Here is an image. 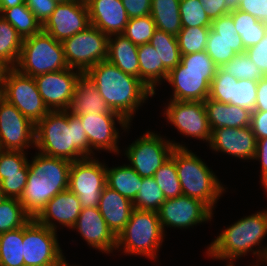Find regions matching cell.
<instances>
[{
	"instance_id": "cell-1",
	"label": "cell",
	"mask_w": 267,
	"mask_h": 266,
	"mask_svg": "<svg viewBox=\"0 0 267 266\" xmlns=\"http://www.w3.org/2000/svg\"><path fill=\"white\" fill-rule=\"evenodd\" d=\"M82 126L68 110L49 111L35 125V149L70 162L89 158V142Z\"/></svg>"
},
{
	"instance_id": "cell-2",
	"label": "cell",
	"mask_w": 267,
	"mask_h": 266,
	"mask_svg": "<svg viewBox=\"0 0 267 266\" xmlns=\"http://www.w3.org/2000/svg\"><path fill=\"white\" fill-rule=\"evenodd\" d=\"M85 75L96 85L110 109L130 124L139 107L154 96L140 78L126 74L108 60L91 67Z\"/></svg>"
},
{
	"instance_id": "cell-3",
	"label": "cell",
	"mask_w": 267,
	"mask_h": 266,
	"mask_svg": "<svg viewBox=\"0 0 267 266\" xmlns=\"http://www.w3.org/2000/svg\"><path fill=\"white\" fill-rule=\"evenodd\" d=\"M266 235L267 209H263L237 220L221 231L207 246L205 253L214 260H226L227 265H234V260L246 256L249 252L256 256L257 263L262 262L267 246H261V242Z\"/></svg>"
},
{
	"instance_id": "cell-4",
	"label": "cell",
	"mask_w": 267,
	"mask_h": 266,
	"mask_svg": "<svg viewBox=\"0 0 267 266\" xmlns=\"http://www.w3.org/2000/svg\"><path fill=\"white\" fill-rule=\"evenodd\" d=\"M70 161L39 152L28 160L26 187L19 199L24 210L35 218L59 192L68 189Z\"/></svg>"
},
{
	"instance_id": "cell-5",
	"label": "cell",
	"mask_w": 267,
	"mask_h": 266,
	"mask_svg": "<svg viewBox=\"0 0 267 266\" xmlns=\"http://www.w3.org/2000/svg\"><path fill=\"white\" fill-rule=\"evenodd\" d=\"M175 165L182 194L198 199L215 210V204L227 189L216 173L188 148H175Z\"/></svg>"
},
{
	"instance_id": "cell-6",
	"label": "cell",
	"mask_w": 267,
	"mask_h": 266,
	"mask_svg": "<svg viewBox=\"0 0 267 266\" xmlns=\"http://www.w3.org/2000/svg\"><path fill=\"white\" fill-rule=\"evenodd\" d=\"M165 236L158 212L134 209L125 228L116 237L115 250L123 249L124 255H140L156 261Z\"/></svg>"
},
{
	"instance_id": "cell-7",
	"label": "cell",
	"mask_w": 267,
	"mask_h": 266,
	"mask_svg": "<svg viewBox=\"0 0 267 266\" xmlns=\"http://www.w3.org/2000/svg\"><path fill=\"white\" fill-rule=\"evenodd\" d=\"M15 68L22 74L36 77L69 68L62 42L41 30L23 39L21 53Z\"/></svg>"
},
{
	"instance_id": "cell-8",
	"label": "cell",
	"mask_w": 267,
	"mask_h": 266,
	"mask_svg": "<svg viewBox=\"0 0 267 266\" xmlns=\"http://www.w3.org/2000/svg\"><path fill=\"white\" fill-rule=\"evenodd\" d=\"M152 131L146 133L124 149L128 164L142 178L153 177L154 173L171 157L174 148H188L184 144L167 140Z\"/></svg>"
},
{
	"instance_id": "cell-9",
	"label": "cell",
	"mask_w": 267,
	"mask_h": 266,
	"mask_svg": "<svg viewBox=\"0 0 267 266\" xmlns=\"http://www.w3.org/2000/svg\"><path fill=\"white\" fill-rule=\"evenodd\" d=\"M57 231L32 218L23 226L25 266H66L68 261L60 248Z\"/></svg>"
},
{
	"instance_id": "cell-10",
	"label": "cell",
	"mask_w": 267,
	"mask_h": 266,
	"mask_svg": "<svg viewBox=\"0 0 267 266\" xmlns=\"http://www.w3.org/2000/svg\"><path fill=\"white\" fill-rule=\"evenodd\" d=\"M108 38L93 25L62 42L64 56L69 68L85 74L91 67L107 60Z\"/></svg>"
},
{
	"instance_id": "cell-11",
	"label": "cell",
	"mask_w": 267,
	"mask_h": 266,
	"mask_svg": "<svg viewBox=\"0 0 267 266\" xmlns=\"http://www.w3.org/2000/svg\"><path fill=\"white\" fill-rule=\"evenodd\" d=\"M3 98L13 104L35 125L50 111L41 97L33 77L7 68L2 84Z\"/></svg>"
},
{
	"instance_id": "cell-12",
	"label": "cell",
	"mask_w": 267,
	"mask_h": 266,
	"mask_svg": "<svg viewBox=\"0 0 267 266\" xmlns=\"http://www.w3.org/2000/svg\"><path fill=\"white\" fill-rule=\"evenodd\" d=\"M106 185V164L95 156L71 163L68 189L78 197L82 209L98 207Z\"/></svg>"
},
{
	"instance_id": "cell-13",
	"label": "cell",
	"mask_w": 267,
	"mask_h": 266,
	"mask_svg": "<svg viewBox=\"0 0 267 266\" xmlns=\"http://www.w3.org/2000/svg\"><path fill=\"white\" fill-rule=\"evenodd\" d=\"M164 107L162 115L180 134L209 144L212 130L203 101L169 100Z\"/></svg>"
},
{
	"instance_id": "cell-14",
	"label": "cell",
	"mask_w": 267,
	"mask_h": 266,
	"mask_svg": "<svg viewBox=\"0 0 267 266\" xmlns=\"http://www.w3.org/2000/svg\"><path fill=\"white\" fill-rule=\"evenodd\" d=\"M85 128L89 142V158L94 157L95 151L103 150L119 154L120 132L116 122L122 129L128 131L130 123L120 114H83L76 115ZM116 121V122H115Z\"/></svg>"
},
{
	"instance_id": "cell-15",
	"label": "cell",
	"mask_w": 267,
	"mask_h": 266,
	"mask_svg": "<svg viewBox=\"0 0 267 266\" xmlns=\"http://www.w3.org/2000/svg\"><path fill=\"white\" fill-rule=\"evenodd\" d=\"M35 130V124L13 104L0 99V150L26 152L35 147Z\"/></svg>"
},
{
	"instance_id": "cell-16",
	"label": "cell",
	"mask_w": 267,
	"mask_h": 266,
	"mask_svg": "<svg viewBox=\"0 0 267 266\" xmlns=\"http://www.w3.org/2000/svg\"><path fill=\"white\" fill-rule=\"evenodd\" d=\"M161 227L188 229L202 223L211 222L213 211L202 201L181 195L166 199L158 211Z\"/></svg>"
},
{
	"instance_id": "cell-17",
	"label": "cell",
	"mask_w": 267,
	"mask_h": 266,
	"mask_svg": "<svg viewBox=\"0 0 267 266\" xmlns=\"http://www.w3.org/2000/svg\"><path fill=\"white\" fill-rule=\"evenodd\" d=\"M83 73L74 68L34 77L37 89L50 111L68 110L75 86Z\"/></svg>"
},
{
	"instance_id": "cell-18",
	"label": "cell",
	"mask_w": 267,
	"mask_h": 266,
	"mask_svg": "<svg viewBox=\"0 0 267 266\" xmlns=\"http://www.w3.org/2000/svg\"><path fill=\"white\" fill-rule=\"evenodd\" d=\"M245 50L230 13L212 20L205 51L217 67H222Z\"/></svg>"
},
{
	"instance_id": "cell-19",
	"label": "cell",
	"mask_w": 267,
	"mask_h": 266,
	"mask_svg": "<svg viewBox=\"0 0 267 266\" xmlns=\"http://www.w3.org/2000/svg\"><path fill=\"white\" fill-rule=\"evenodd\" d=\"M90 25L86 2L71 0L56 5L52 15L42 25V30L55 40L63 42Z\"/></svg>"
},
{
	"instance_id": "cell-20",
	"label": "cell",
	"mask_w": 267,
	"mask_h": 266,
	"mask_svg": "<svg viewBox=\"0 0 267 266\" xmlns=\"http://www.w3.org/2000/svg\"><path fill=\"white\" fill-rule=\"evenodd\" d=\"M216 71L185 70L180 63L173 68L166 79L172 86V97L176 101H205L210 92V83Z\"/></svg>"
},
{
	"instance_id": "cell-21",
	"label": "cell",
	"mask_w": 267,
	"mask_h": 266,
	"mask_svg": "<svg viewBox=\"0 0 267 266\" xmlns=\"http://www.w3.org/2000/svg\"><path fill=\"white\" fill-rule=\"evenodd\" d=\"M209 148L232 157L253 160L257 139L251 126L241 128H217L212 130Z\"/></svg>"
},
{
	"instance_id": "cell-22",
	"label": "cell",
	"mask_w": 267,
	"mask_h": 266,
	"mask_svg": "<svg viewBox=\"0 0 267 266\" xmlns=\"http://www.w3.org/2000/svg\"><path fill=\"white\" fill-rule=\"evenodd\" d=\"M93 249L110 254L116 248V236L109 229L98 207L84 208L80 212L75 225L71 228Z\"/></svg>"
},
{
	"instance_id": "cell-23",
	"label": "cell",
	"mask_w": 267,
	"mask_h": 266,
	"mask_svg": "<svg viewBox=\"0 0 267 266\" xmlns=\"http://www.w3.org/2000/svg\"><path fill=\"white\" fill-rule=\"evenodd\" d=\"M81 211L82 206L78 197L67 189L56 194L35 219L40 224L55 231H57L60 225L71 229L75 225Z\"/></svg>"
},
{
	"instance_id": "cell-24",
	"label": "cell",
	"mask_w": 267,
	"mask_h": 266,
	"mask_svg": "<svg viewBox=\"0 0 267 266\" xmlns=\"http://www.w3.org/2000/svg\"><path fill=\"white\" fill-rule=\"evenodd\" d=\"M90 24L110 36L122 34L129 22L122 0H87Z\"/></svg>"
},
{
	"instance_id": "cell-25",
	"label": "cell",
	"mask_w": 267,
	"mask_h": 266,
	"mask_svg": "<svg viewBox=\"0 0 267 266\" xmlns=\"http://www.w3.org/2000/svg\"><path fill=\"white\" fill-rule=\"evenodd\" d=\"M98 209L109 229L117 237L134 210L133 202L107 185L102 190Z\"/></svg>"
},
{
	"instance_id": "cell-26",
	"label": "cell",
	"mask_w": 267,
	"mask_h": 266,
	"mask_svg": "<svg viewBox=\"0 0 267 266\" xmlns=\"http://www.w3.org/2000/svg\"><path fill=\"white\" fill-rule=\"evenodd\" d=\"M68 111L72 115L119 114L112 111L97 91L96 85L85 75L79 78Z\"/></svg>"
},
{
	"instance_id": "cell-27",
	"label": "cell",
	"mask_w": 267,
	"mask_h": 266,
	"mask_svg": "<svg viewBox=\"0 0 267 266\" xmlns=\"http://www.w3.org/2000/svg\"><path fill=\"white\" fill-rule=\"evenodd\" d=\"M211 130L217 128H241L251 124L252 111L233 104L217 102L210 98L204 101Z\"/></svg>"
},
{
	"instance_id": "cell-28",
	"label": "cell",
	"mask_w": 267,
	"mask_h": 266,
	"mask_svg": "<svg viewBox=\"0 0 267 266\" xmlns=\"http://www.w3.org/2000/svg\"><path fill=\"white\" fill-rule=\"evenodd\" d=\"M107 60L126 74L139 78L138 45L123 34L109 36Z\"/></svg>"
},
{
	"instance_id": "cell-29",
	"label": "cell",
	"mask_w": 267,
	"mask_h": 266,
	"mask_svg": "<svg viewBox=\"0 0 267 266\" xmlns=\"http://www.w3.org/2000/svg\"><path fill=\"white\" fill-rule=\"evenodd\" d=\"M139 78L155 95L156 87L166 81L169 72L164 68L155 48L147 44L138 46Z\"/></svg>"
},
{
	"instance_id": "cell-30",
	"label": "cell",
	"mask_w": 267,
	"mask_h": 266,
	"mask_svg": "<svg viewBox=\"0 0 267 266\" xmlns=\"http://www.w3.org/2000/svg\"><path fill=\"white\" fill-rule=\"evenodd\" d=\"M106 181L108 187L134 202L143 178L128 164H124L110 168L106 166Z\"/></svg>"
},
{
	"instance_id": "cell-31",
	"label": "cell",
	"mask_w": 267,
	"mask_h": 266,
	"mask_svg": "<svg viewBox=\"0 0 267 266\" xmlns=\"http://www.w3.org/2000/svg\"><path fill=\"white\" fill-rule=\"evenodd\" d=\"M150 15L158 30L177 36L182 29L180 0H152Z\"/></svg>"
},
{
	"instance_id": "cell-32",
	"label": "cell",
	"mask_w": 267,
	"mask_h": 266,
	"mask_svg": "<svg viewBox=\"0 0 267 266\" xmlns=\"http://www.w3.org/2000/svg\"><path fill=\"white\" fill-rule=\"evenodd\" d=\"M230 14L233 18L237 34L240 35L245 49L258 44L267 33V24L260 22L251 14L238 10L237 8H233Z\"/></svg>"
},
{
	"instance_id": "cell-33",
	"label": "cell",
	"mask_w": 267,
	"mask_h": 266,
	"mask_svg": "<svg viewBox=\"0 0 267 266\" xmlns=\"http://www.w3.org/2000/svg\"><path fill=\"white\" fill-rule=\"evenodd\" d=\"M22 45L23 37L0 16V62L7 68H15Z\"/></svg>"
},
{
	"instance_id": "cell-34",
	"label": "cell",
	"mask_w": 267,
	"mask_h": 266,
	"mask_svg": "<svg viewBox=\"0 0 267 266\" xmlns=\"http://www.w3.org/2000/svg\"><path fill=\"white\" fill-rule=\"evenodd\" d=\"M0 16L8 21L23 39L33 36L42 30L41 23L27 8L25 2L8 9H0Z\"/></svg>"
},
{
	"instance_id": "cell-35",
	"label": "cell",
	"mask_w": 267,
	"mask_h": 266,
	"mask_svg": "<svg viewBox=\"0 0 267 266\" xmlns=\"http://www.w3.org/2000/svg\"><path fill=\"white\" fill-rule=\"evenodd\" d=\"M0 266H25L23 227L0 234Z\"/></svg>"
},
{
	"instance_id": "cell-36",
	"label": "cell",
	"mask_w": 267,
	"mask_h": 266,
	"mask_svg": "<svg viewBox=\"0 0 267 266\" xmlns=\"http://www.w3.org/2000/svg\"><path fill=\"white\" fill-rule=\"evenodd\" d=\"M149 44L155 48L168 72L180 64L181 54L177 36L156 29Z\"/></svg>"
},
{
	"instance_id": "cell-37",
	"label": "cell",
	"mask_w": 267,
	"mask_h": 266,
	"mask_svg": "<svg viewBox=\"0 0 267 266\" xmlns=\"http://www.w3.org/2000/svg\"><path fill=\"white\" fill-rule=\"evenodd\" d=\"M32 217L16 198H7L0 204V234L23 227Z\"/></svg>"
},
{
	"instance_id": "cell-38",
	"label": "cell",
	"mask_w": 267,
	"mask_h": 266,
	"mask_svg": "<svg viewBox=\"0 0 267 266\" xmlns=\"http://www.w3.org/2000/svg\"><path fill=\"white\" fill-rule=\"evenodd\" d=\"M153 178L163 191L166 199L176 198L183 195L175 165V148L167 162L154 173Z\"/></svg>"
},
{
	"instance_id": "cell-39",
	"label": "cell",
	"mask_w": 267,
	"mask_h": 266,
	"mask_svg": "<svg viewBox=\"0 0 267 266\" xmlns=\"http://www.w3.org/2000/svg\"><path fill=\"white\" fill-rule=\"evenodd\" d=\"M166 201L163 191L153 177L143 178L140 190L133 202L134 209L158 212Z\"/></svg>"
},
{
	"instance_id": "cell-40",
	"label": "cell",
	"mask_w": 267,
	"mask_h": 266,
	"mask_svg": "<svg viewBox=\"0 0 267 266\" xmlns=\"http://www.w3.org/2000/svg\"><path fill=\"white\" fill-rule=\"evenodd\" d=\"M211 27H182L177 35L181 55L205 51Z\"/></svg>"
},
{
	"instance_id": "cell-41",
	"label": "cell",
	"mask_w": 267,
	"mask_h": 266,
	"mask_svg": "<svg viewBox=\"0 0 267 266\" xmlns=\"http://www.w3.org/2000/svg\"><path fill=\"white\" fill-rule=\"evenodd\" d=\"M156 25L151 15L130 18L123 35L133 44L142 45L150 42Z\"/></svg>"
},
{
	"instance_id": "cell-42",
	"label": "cell",
	"mask_w": 267,
	"mask_h": 266,
	"mask_svg": "<svg viewBox=\"0 0 267 266\" xmlns=\"http://www.w3.org/2000/svg\"><path fill=\"white\" fill-rule=\"evenodd\" d=\"M237 80L247 79L259 81L265 75L251 61L246 53L236 54L229 62L221 67Z\"/></svg>"
},
{
	"instance_id": "cell-43",
	"label": "cell",
	"mask_w": 267,
	"mask_h": 266,
	"mask_svg": "<svg viewBox=\"0 0 267 266\" xmlns=\"http://www.w3.org/2000/svg\"><path fill=\"white\" fill-rule=\"evenodd\" d=\"M182 27H211L212 20L199 0H180Z\"/></svg>"
},
{
	"instance_id": "cell-44",
	"label": "cell",
	"mask_w": 267,
	"mask_h": 266,
	"mask_svg": "<svg viewBox=\"0 0 267 266\" xmlns=\"http://www.w3.org/2000/svg\"><path fill=\"white\" fill-rule=\"evenodd\" d=\"M257 83L258 81L247 79L233 80L232 99L229 104L254 111L257 98Z\"/></svg>"
},
{
	"instance_id": "cell-45",
	"label": "cell",
	"mask_w": 267,
	"mask_h": 266,
	"mask_svg": "<svg viewBox=\"0 0 267 266\" xmlns=\"http://www.w3.org/2000/svg\"><path fill=\"white\" fill-rule=\"evenodd\" d=\"M28 157L26 152L0 150V182L5 175L28 174Z\"/></svg>"
},
{
	"instance_id": "cell-46",
	"label": "cell",
	"mask_w": 267,
	"mask_h": 266,
	"mask_svg": "<svg viewBox=\"0 0 267 266\" xmlns=\"http://www.w3.org/2000/svg\"><path fill=\"white\" fill-rule=\"evenodd\" d=\"M233 80L237 79L225 72L221 67H218L210 83L208 98L229 104V101L232 99Z\"/></svg>"
},
{
	"instance_id": "cell-47",
	"label": "cell",
	"mask_w": 267,
	"mask_h": 266,
	"mask_svg": "<svg viewBox=\"0 0 267 266\" xmlns=\"http://www.w3.org/2000/svg\"><path fill=\"white\" fill-rule=\"evenodd\" d=\"M180 63L185 70L216 71L218 68L206 51L181 55Z\"/></svg>"
},
{
	"instance_id": "cell-48",
	"label": "cell",
	"mask_w": 267,
	"mask_h": 266,
	"mask_svg": "<svg viewBox=\"0 0 267 266\" xmlns=\"http://www.w3.org/2000/svg\"><path fill=\"white\" fill-rule=\"evenodd\" d=\"M28 174L5 175L0 182L1 189L7 198L20 199L27 183Z\"/></svg>"
},
{
	"instance_id": "cell-49",
	"label": "cell",
	"mask_w": 267,
	"mask_h": 266,
	"mask_svg": "<svg viewBox=\"0 0 267 266\" xmlns=\"http://www.w3.org/2000/svg\"><path fill=\"white\" fill-rule=\"evenodd\" d=\"M245 53L258 69L267 76V33L258 44L248 47Z\"/></svg>"
},
{
	"instance_id": "cell-50",
	"label": "cell",
	"mask_w": 267,
	"mask_h": 266,
	"mask_svg": "<svg viewBox=\"0 0 267 266\" xmlns=\"http://www.w3.org/2000/svg\"><path fill=\"white\" fill-rule=\"evenodd\" d=\"M24 2L41 25L52 15L58 4L53 0H25Z\"/></svg>"
},
{
	"instance_id": "cell-51",
	"label": "cell",
	"mask_w": 267,
	"mask_h": 266,
	"mask_svg": "<svg viewBox=\"0 0 267 266\" xmlns=\"http://www.w3.org/2000/svg\"><path fill=\"white\" fill-rule=\"evenodd\" d=\"M236 8L267 24V0H242Z\"/></svg>"
},
{
	"instance_id": "cell-52",
	"label": "cell",
	"mask_w": 267,
	"mask_h": 266,
	"mask_svg": "<svg viewBox=\"0 0 267 266\" xmlns=\"http://www.w3.org/2000/svg\"><path fill=\"white\" fill-rule=\"evenodd\" d=\"M206 14L211 20L231 13L232 8L228 0H199Z\"/></svg>"
},
{
	"instance_id": "cell-53",
	"label": "cell",
	"mask_w": 267,
	"mask_h": 266,
	"mask_svg": "<svg viewBox=\"0 0 267 266\" xmlns=\"http://www.w3.org/2000/svg\"><path fill=\"white\" fill-rule=\"evenodd\" d=\"M152 0H122L129 18L143 17L151 14Z\"/></svg>"
},
{
	"instance_id": "cell-54",
	"label": "cell",
	"mask_w": 267,
	"mask_h": 266,
	"mask_svg": "<svg viewBox=\"0 0 267 266\" xmlns=\"http://www.w3.org/2000/svg\"><path fill=\"white\" fill-rule=\"evenodd\" d=\"M253 160H258L261 164L260 182L267 192V138L258 139L256 152Z\"/></svg>"
},
{
	"instance_id": "cell-55",
	"label": "cell",
	"mask_w": 267,
	"mask_h": 266,
	"mask_svg": "<svg viewBox=\"0 0 267 266\" xmlns=\"http://www.w3.org/2000/svg\"><path fill=\"white\" fill-rule=\"evenodd\" d=\"M250 126L257 140L267 138V111H252Z\"/></svg>"
},
{
	"instance_id": "cell-56",
	"label": "cell",
	"mask_w": 267,
	"mask_h": 266,
	"mask_svg": "<svg viewBox=\"0 0 267 266\" xmlns=\"http://www.w3.org/2000/svg\"><path fill=\"white\" fill-rule=\"evenodd\" d=\"M254 111H267V76L257 83V98Z\"/></svg>"
},
{
	"instance_id": "cell-57",
	"label": "cell",
	"mask_w": 267,
	"mask_h": 266,
	"mask_svg": "<svg viewBox=\"0 0 267 266\" xmlns=\"http://www.w3.org/2000/svg\"><path fill=\"white\" fill-rule=\"evenodd\" d=\"M25 0H0V9H8L20 4H23Z\"/></svg>"
},
{
	"instance_id": "cell-58",
	"label": "cell",
	"mask_w": 267,
	"mask_h": 266,
	"mask_svg": "<svg viewBox=\"0 0 267 266\" xmlns=\"http://www.w3.org/2000/svg\"><path fill=\"white\" fill-rule=\"evenodd\" d=\"M7 67L0 62V84H3V78Z\"/></svg>"
},
{
	"instance_id": "cell-59",
	"label": "cell",
	"mask_w": 267,
	"mask_h": 266,
	"mask_svg": "<svg viewBox=\"0 0 267 266\" xmlns=\"http://www.w3.org/2000/svg\"><path fill=\"white\" fill-rule=\"evenodd\" d=\"M228 1L230 7L233 9L236 8L242 0H228Z\"/></svg>"
},
{
	"instance_id": "cell-60",
	"label": "cell",
	"mask_w": 267,
	"mask_h": 266,
	"mask_svg": "<svg viewBox=\"0 0 267 266\" xmlns=\"http://www.w3.org/2000/svg\"><path fill=\"white\" fill-rule=\"evenodd\" d=\"M6 199H7V197H6L5 193L3 192V190L1 189V186H0V204Z\"/></svg>"
},
{
	"instance_id": "cell-61",
	"label": "cell",
	"mask_w": 267,
	"mask_h": 266,
	"mask_svg": "<svg viewBox=\"0 0 267 266\" xmlns=\"http://www.w3.org/2000/svg\"><path fill=\"white\" fill-rule=\"evenodd\" d=\"M56 3H66V2H70L71 0H53Z\"/></svg>"
},
{
	"instance_id": "cell-62",
	"label": "cell",
	"mask_w": 267,
	"mask_h": 266,
	"mask_svg": "<svg viewBox=\"0 0 267 266\" xmlns=\"http://www.w3.org/2000/svg\"><path fill=\"white\" fill-rule=\"evenodd\" d=\"M3 97V93H2V84H0V99Z\"/></svg>"
},
{
	"instance_id": "cell-63",
	"label": "cell",
	"mask_w": 267,
	"mask_h": 266,
	"mask_svg": "<svg viewBox=\"0 0 267 266\" xmlns=\"http://www.w3.org/2000/svg\"><path fill=\"white\" fill-rule=\"evenodd\" d=\"M262 262H265L267 264V252H266Z\"/></svg>"
},
{
	"instance_id": "cell-64",
	"label": "cell",
	"mask_w": 267,
	"mask_h": 266,
	"mask_svg": "<svg viewBox=\"0 0 267 266\" xmlns=\"http://www.w3.org/2000/svg\"><path fill=\"white\" fill-rule=\"evenodd\" d=\"M226 266H234V265H226ZM253 266H259V264L256 263V265H253Z\"/></svg>"
},
{
	"instance_id": "cell-65",
	"label": "cell",
	"mask_w": 267,
	"mask_h": 266,
	"mask_svg": "<svg viewBox=\"0 0 267 266\" xmlns=\"http://www.w3.org/2000/svg\"><path fill=\"white\" fill-rule=\"evenodd\" d=\"M66 266H78V265H69V263H67V265Z\"/></svg>"
}]
</instances>
